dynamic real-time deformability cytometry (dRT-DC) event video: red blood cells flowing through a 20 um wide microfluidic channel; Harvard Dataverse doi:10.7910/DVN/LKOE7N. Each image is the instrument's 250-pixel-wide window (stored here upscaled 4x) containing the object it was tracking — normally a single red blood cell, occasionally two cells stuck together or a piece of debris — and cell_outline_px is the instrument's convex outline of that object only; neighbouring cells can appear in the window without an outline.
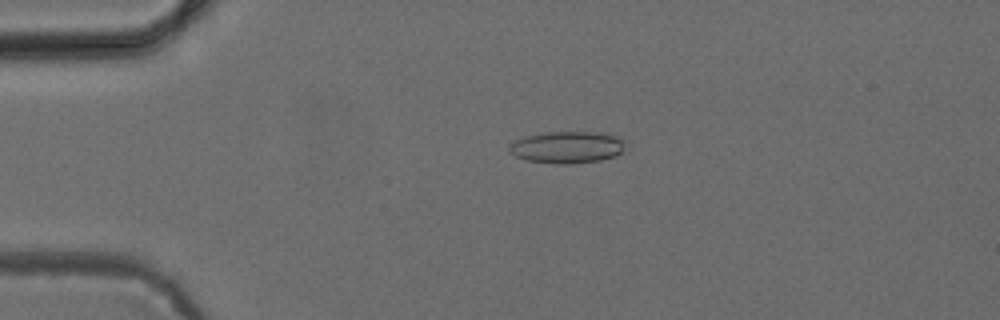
{"species": "common noctule bat (a hibernating species)", "species_latin": "Nyctalus noctula", "temperature_condition": "cold", "stored_images_in_passage": 5, "camera_frame_rate_fps": 3000, "um_per_image_px": 0.085, "animal": {"sex": "female", "body_mass_g": 24.6, "forearm_length_mm": 56.2}, "frame": {"image": 1, "passage_image": 4, "time_ms": 3.667, "image_size_px": [1000, 320], "cell_outline_px": [[628, 140], [624, 152], [600, 160], [572, 164], [552, 164], [524, 160], [508, 152], [508, 148], [516, 140], [524, 136], [544, 132], [604, 132], [620, 136]], "centroid_in_image_um": [48.27, 12.51], "position_along_channel_um": 36.7, "area_um2": 22.2}}